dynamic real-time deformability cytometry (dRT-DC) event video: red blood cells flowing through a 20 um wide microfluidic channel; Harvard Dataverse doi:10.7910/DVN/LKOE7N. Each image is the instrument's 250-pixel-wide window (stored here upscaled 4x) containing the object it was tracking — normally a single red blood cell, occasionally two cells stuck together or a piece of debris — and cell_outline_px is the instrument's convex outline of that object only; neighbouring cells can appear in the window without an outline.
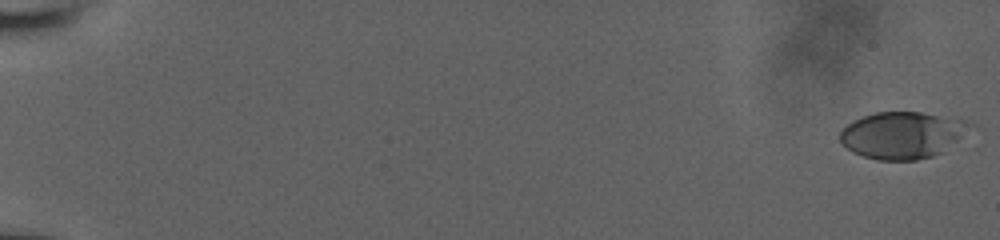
{"species": "human", "species_latin": "Homo sapiens", "temperature_condition": "room temperature", "stored_images_in_passage": 54, "camera_frame_rate_fps": 3000, "um_per_image_px": 0.085, "donor": {"sex": "male"}, "frame": {"image": 1, "passage_image": 1, "time_ms": 0.0, "image_size_px": [1000, 240], "cell_outline_px": [[976, 128], [944, 152], [932, 156], [916, 160], [876, 160], [852, 152], [840, 140], [840, 132], [852, 120], [876, 112], [920, 112], [956, 116], [976, 124]], "centroid_in_image_um": [76.84, 11.46], "position_along_channel_um": 8.2, "area_um2": 36.3}}
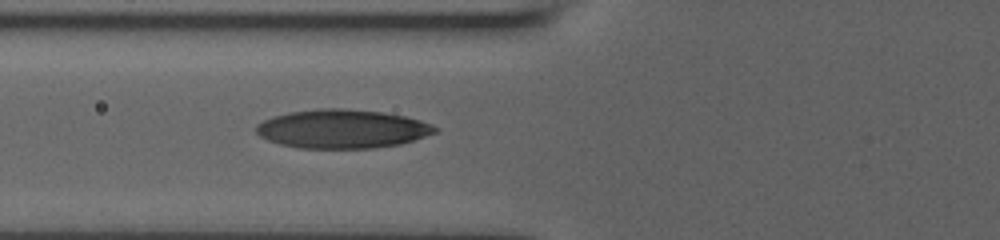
{"frame": {"image": 2, "passage_image": 38, "time_ms": 8.0, "image_size_px": [1000, 240], "cell_outline_px": [[440, 132], [400, 144], [376, 148], [296, 148], [280, 144], [268, 140], [260, 136], [256, 132], [256, 124], [272, 116], [288, 112], [316, 108], [348, 108], [384, 112], [404, 116], [420, 120], [432, 124], [440, 128]], "centroid_in_image_um": [29.11, 10.95], "position_along_channel_um": 96.7, "area_um2": 40.92}}
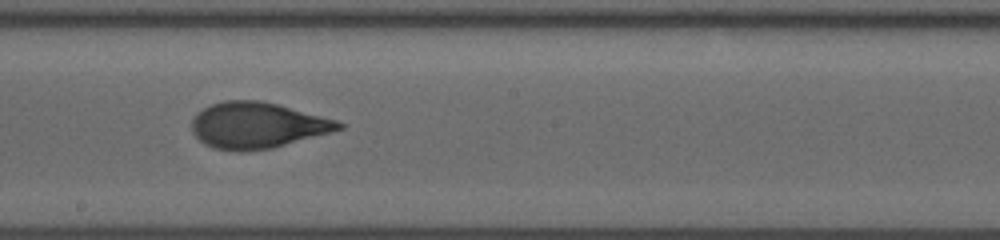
{"frame": {"image": 3, "passage_image": 53, "time_ms": 11.333, "image_size_px": [1000, 240], "cell_outline_px": [[344, 128], [332, 132], [272, 148], [244, 152], [232, 152], [212, 148], [204, 144], [192, 132], [192, 120], [196, 112], [212, 104], [224, 100], [260, 100], [276, 104], [336, 120], [344, 124]], "centroid_in_image_um": [21.83, 10.67], "position_along_channel_um": 226.4, "area_um2": 39.48}}